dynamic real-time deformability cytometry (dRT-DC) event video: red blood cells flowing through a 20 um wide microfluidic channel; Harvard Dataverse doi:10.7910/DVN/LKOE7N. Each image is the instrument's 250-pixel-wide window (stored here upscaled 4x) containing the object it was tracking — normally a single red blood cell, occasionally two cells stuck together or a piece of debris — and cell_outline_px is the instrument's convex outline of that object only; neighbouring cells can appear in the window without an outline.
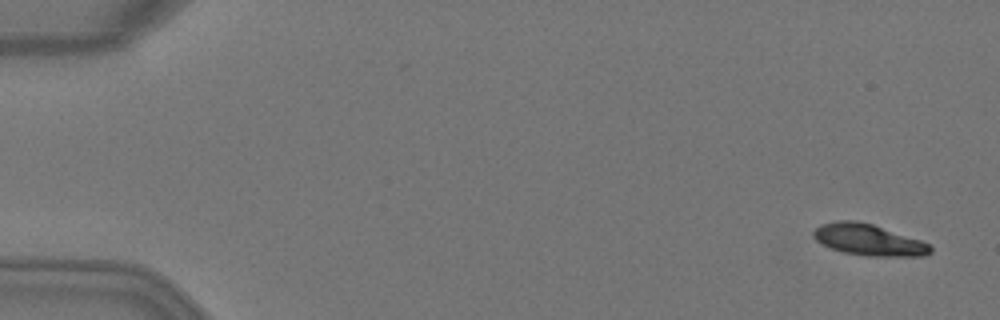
{"species": "Egyptian fruit bat (a non-hibernating species)", "species_latin": "Rousettus aegyptiacus", "temperature_condition": "warm", "stored_images_in_passage": 4, "camera_frame_rate_fps": 3000, "um_per_image_px": 0.085, "animal": {"sex": "female"}, "frame": {"image": 1, "passage_image": 1, "time_ms": 0.0, "image_size_px": [1000, 320], "cell_outline_px": [[932, 252], [924, 256], [864, 256], [844, 252], [832, 248], [816, 240], [812, 236], [812, 232], [820, 224], [836, 220], [856, 220], [872, 224], [920, 240], [928, 244], [932, 248]], "centroid_in_image_um": [73.81, 20.38], "position_along_channel_um": 11.2, "area_um2": 21.27}}